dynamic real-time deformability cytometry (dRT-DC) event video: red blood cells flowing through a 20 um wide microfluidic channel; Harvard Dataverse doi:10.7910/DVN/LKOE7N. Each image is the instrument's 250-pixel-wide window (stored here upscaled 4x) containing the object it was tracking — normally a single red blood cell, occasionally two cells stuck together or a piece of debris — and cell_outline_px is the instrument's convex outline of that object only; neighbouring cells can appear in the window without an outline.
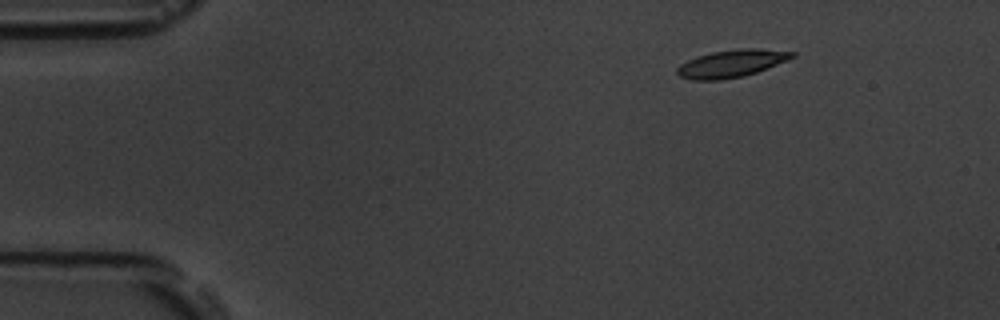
{"species": "common noctule bat (a hibernating species)", "species_latin": "Nyctalus noctula", "temperature_condition": "room temperature", "stored_images_in_passage": 49, "camera_frame_rate_fps": 3000, "um_per_image_px": 0.085, "animal": {"sex": "male", "body_mass_g": 19.5, "forearm_length_mm": 54.6}, "frame": {"image": 1, "passage_image": 1, "time_ms": 0.0, "image_size_px": [1000, 320], "cell_outline_px": [[796, 56], [788, 60], [768, 68], [744, 76], [720, 80], [692, 80], [680, 76], [676, 72], [676, 68], [680, 64], [696, 56], [712, 52], [740, 48], [756, 48], [796, 52]], "centroid_in_image_um": [62.18, 5.39], "position_along_channel_um": 22.8, "area_um2": 18.5}}
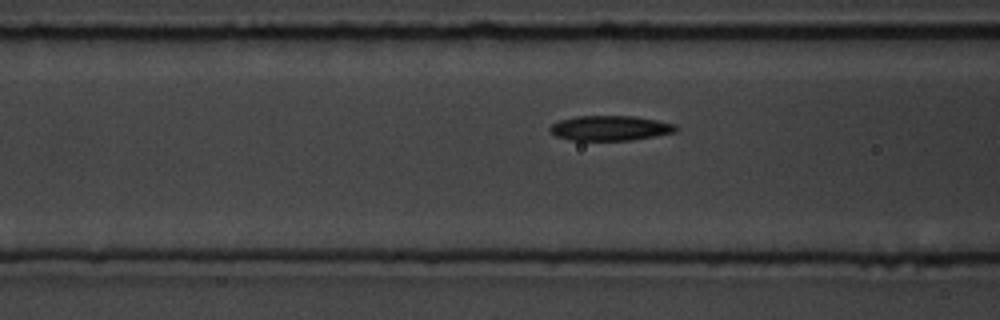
{"frame": {"image": 2, "passage_image": 15, "time_ms": 4.667, "image_size_px": [1000, 320], "cell_outline_px": [[680, 128], [676, 132], [632, 140], [572, 140], [556, 136], [548, 128], [552, 124], [560, 120], [576, 116], [636, 116], [676, 124]], "centroid_in_image_um": [51.9, 10.88], "position_along_channel_um": 114.7, "area_um2": 18.32}}
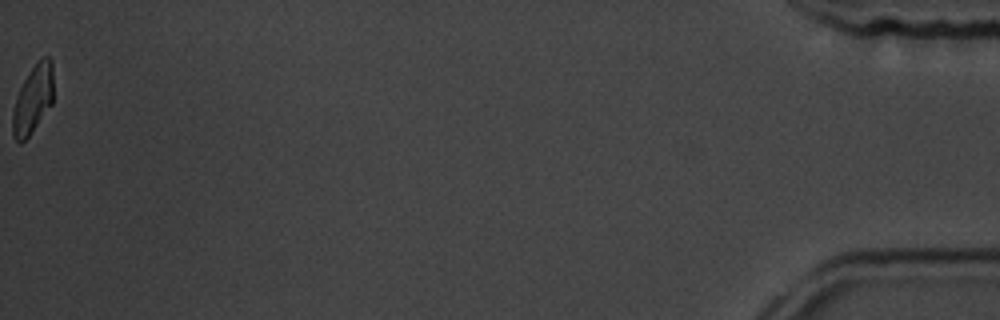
{"frame": {"image": 3, "passage_image": 49, "time_ms": 16.0, "image_size_px": [1000, 320], "cell_outline_px": [[52, 104], [28, 136], [20, 144], [12, 136], [12, 112], [16, 96], [28, 72], [40, 56], [48, 56], [52, 60]], "centroid_in_image_um": [2.78, 8.41], "position_along_channel_um": 432.4, "area_um2": 16.24}, "authors_computed_cell_mechanics": {"area_um2": 18.2648, "velocity_mm_per_s": 3.6978, "shape_relaxation_time_tau1_ms": 4.9931, "shape_relaxation_time_tau2_ms": 4.7584, "deformation_change_tau1": 0.15, "deformation_change_tau2": 0.1149}}